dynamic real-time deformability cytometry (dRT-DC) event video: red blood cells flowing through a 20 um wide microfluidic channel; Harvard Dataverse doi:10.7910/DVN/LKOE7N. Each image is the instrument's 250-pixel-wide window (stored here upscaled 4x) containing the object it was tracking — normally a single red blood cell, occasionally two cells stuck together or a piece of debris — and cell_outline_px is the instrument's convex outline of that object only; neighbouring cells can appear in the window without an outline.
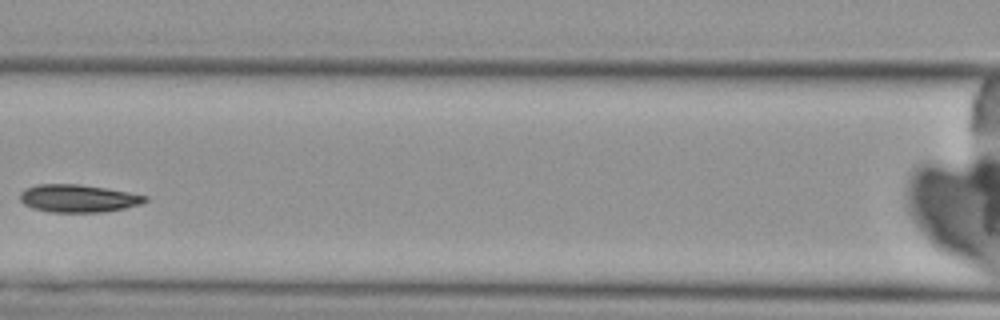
{"species": "Egyptian fruit bat (a non-hibernating species)", "species_latin": "Rousettus aegyptiacus", "temperature_condition": "cold", "stored_images_in_passage": 4, "camera_frame_rate_fps": 3000, "um_per_image_px": 0.085, "animal": {"sex": "female"}, "frame": {"image": 1, "passage_image": 3, "time_ms": 2.333, "image_size_px": [1000, 320], "cell_outline_px": [[148, 200], [144, 204], [104, 212], [52, 212], [32, 208], [24, 204], [20, 200], [20, 192], [24, 188], [36, 184], [80, 184], [128, 192], [148, 196]], "centroid_in_image_um": [6.64, 16.86], "position_along_channel_um": 160.0, "area_um2": 20.35}}
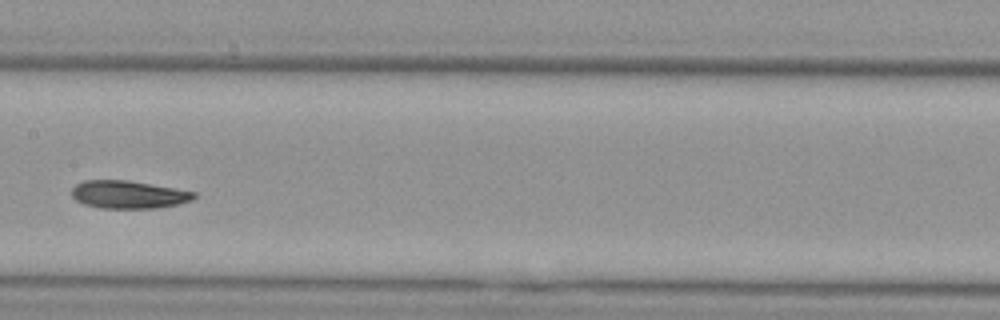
{"frame": {"image": 2, "passage_image": 4, "time_ms": 3.333, "image_size_px": [1000, 320], "cell_outline_px": [[196, 196], [192, 200], [176, 204], [156, 208], [100, 208], [84, 204], [76, 200], [72, 196], [72, 188], [76, 184], [84, 180], [128, 180], [152, 184], [196, 192]], "centroid_in_image_um": [10.9, 16.53], "position_along_channel_um": 196.5, "area_um2": 19.77}}